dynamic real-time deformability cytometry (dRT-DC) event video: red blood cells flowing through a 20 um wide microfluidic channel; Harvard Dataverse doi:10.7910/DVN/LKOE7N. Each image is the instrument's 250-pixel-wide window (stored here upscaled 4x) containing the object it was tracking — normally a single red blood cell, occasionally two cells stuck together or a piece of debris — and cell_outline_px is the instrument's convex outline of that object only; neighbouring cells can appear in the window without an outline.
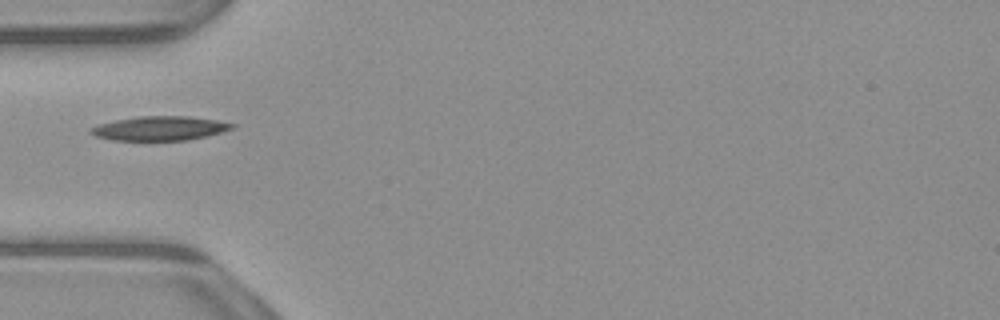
{"species": "common noctule bat (a hibernating species)", "species_latin": "Nyctalus noctula", "temperature_condition": "warm", "stored_images_in_passage": 37, "camera_frame_rate_fps": 3000, "um_per_image_px": 0.085, "animal": {"sex": "male", "body_mass_g": 23.1, "forearm_length_mm": 52.7}, "frame": {"image": 1, "passage_image": 1, "time_ms": 0.0, "image_size_px": [1000, 320], "cell_outline_px": [[236, 128], [188, 140], [112, 140], [96, 136], [88, 132], [88, 128], [100, 124], [116, 120], [140, 116], [188, 116], [216, 120], [236, 124]], "centroid_in_image_um": [13.57, 10.9], "position_along_channel_um": 71.4, "area_um2": 19.83}}
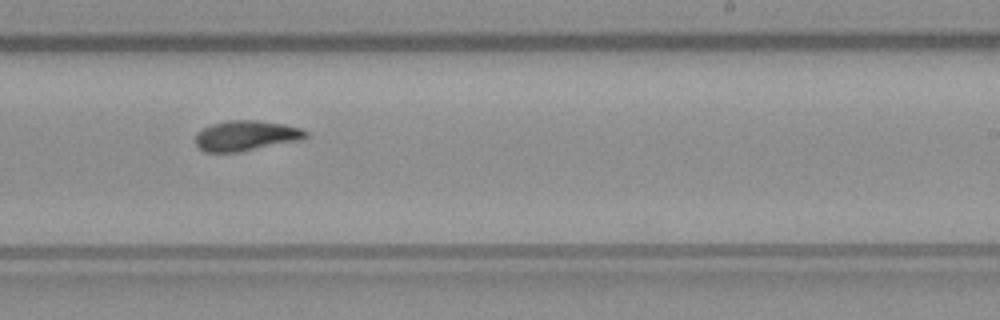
{"frame": {"image": 2, "passage_image": 16, "time_ms": 5.0, "image_size_px": [1000, 320], "cell_outline_px": [[308, 136], [300, 140], [240, 152], [204, 152], [196, 144], [196, 132], [212, 124], [228, 120], [256, 120], [284, 124], [300, 128], [308, 132]], "centroid_in_image_um": [20.91, 11.53], "position_along_channel_um": 268.1, "area_um2": 19.42}}
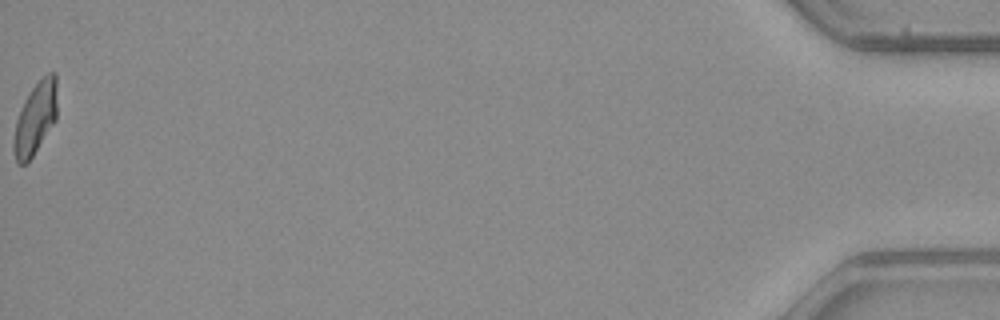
{"frame": {"image": 3, "passage_image": 37, "time_ms": 12.0, "image_size_px": [1000, 320], "cell_outline_px": [[56, 120], [32, 156], [24, 164], [20, 164], [16, 160], [12, 148], [12, 144], [16, 120], [28, 92], [48, 72], [56, 72]], "centroid_in_image_um": [2.99, 10.04], "position_along_channel_um": 432.2, "area_um2": 18.03}}